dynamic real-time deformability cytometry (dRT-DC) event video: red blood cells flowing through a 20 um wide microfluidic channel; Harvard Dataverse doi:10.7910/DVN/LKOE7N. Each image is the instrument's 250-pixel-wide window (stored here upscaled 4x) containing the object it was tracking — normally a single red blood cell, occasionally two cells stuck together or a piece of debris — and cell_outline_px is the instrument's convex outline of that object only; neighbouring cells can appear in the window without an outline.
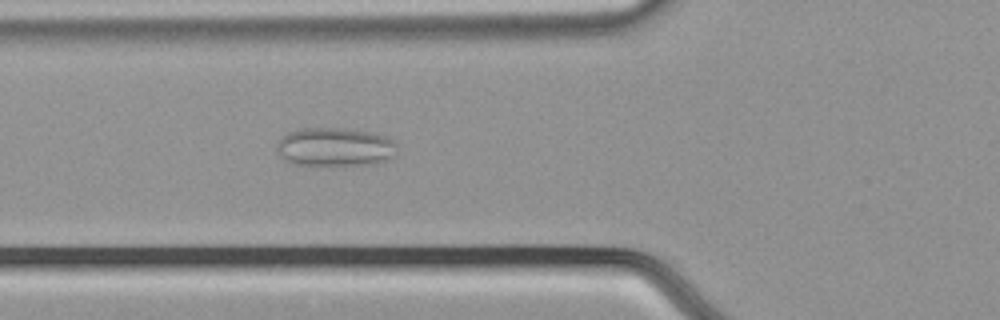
{"species": "common noctule bat (a hibernating species)", "species_latin": "Nyctalus noctula", "temperature_condition": "cold", "stored_images_in_passage": 51, "camera_frame_rate_fps": 3000, "um_per_image_px": 0.085, "animal": {"sex": "male", "body_mass_g": 21.5, "forearm_length_mm": 52.0}, "frame": {"image": 1, "passage_image": 21, "time_ms": 6.667, "image_size_px": [1000, 320], "cell_outline_px": [[396, 156], [372, 164], [316, 168], [296, 164], [284, 160], [276, 152], [276, 144], [288, 132], [300, 128], [344, 128], [372, 132], [396, 140]], "centroid_in_image_um": [28.45, 12.53], "position_along_channel_um": 97.3, "area_um2": 28.15}}
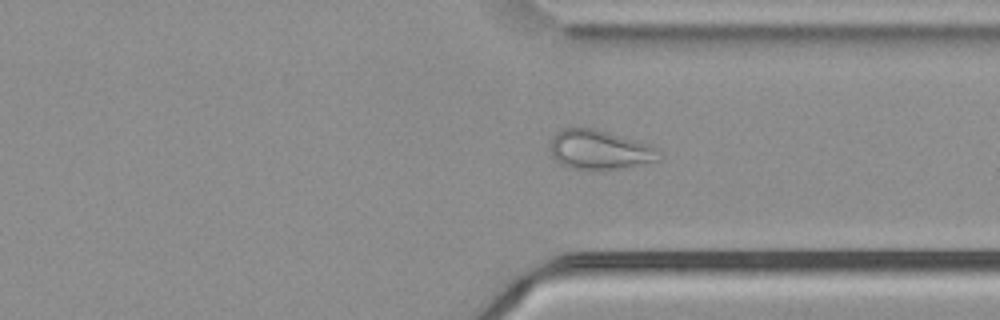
{"frame": {"image": 2, "passage_image": 42, "time_ms": 13.667, "image_size_px": [1000, 320], "cell_outline_px": [[664, 156], [660, 160], [628, 168], [596, 172], [588, 172], [568, 168], [560, 164], [552, 156], [548, 148], [552, 136], [556, 132], [564, 128], [592, 128], [652, 144]], "centroid_in_image_um": [50.97, 12.79], "position_along_channel_um": 360.4, "area_um2": 26.18}}
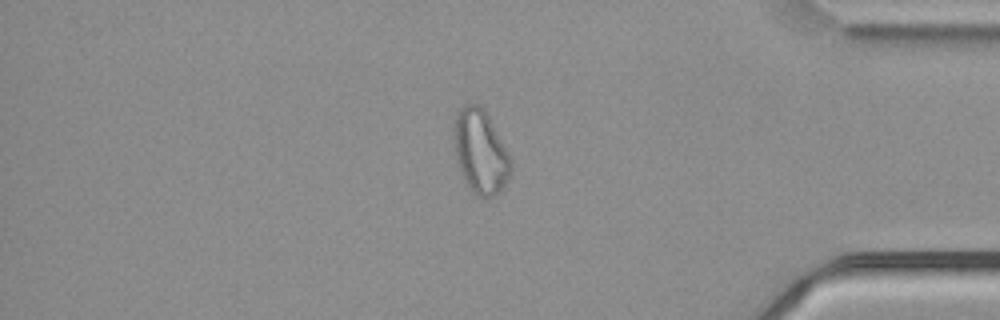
{"frame": {"image": 3, "passage_image": 47, "time_ms": 15.333, "image_size_px": [1000, 320], "cell_outline_px": [[512, 172], [508, 180], [492, 196], [484, 200], [472, 192], [464, 180], [460, 172], [456, 160], [452, 128], [456, 112], [464, 104], [480, 104], [484, 108], [508, 152], [512, 160]], "centroid_in_image_um": [40.81, 12.88], "position_along_channel_um": 394.4, "area_um2": 28.21}}